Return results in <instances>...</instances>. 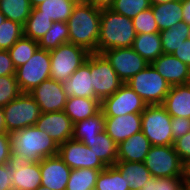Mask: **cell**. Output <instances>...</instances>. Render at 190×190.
I'll use <instances>...</instances> for the list:
<instances>
[{"instance_id": "1", "label": "cell", "mask_w": 190, "mask_h": 190, "mask_svg": "<svg viewBox=\"0 0 190 190\" xmlns=\"http://www.w3.org/2000/svg\"><path fill=\"white\" fill-rule=\"evenodd\" d=\"M101 9L89 4L77 2L69 17V42L85 48L88 52H97L100 29Z\"/></svg>"}, {"instance_id": "2", "label": "cell", "mask_w": 190, "mask_h": 190, "mask_svg": "<svg viewBox=\"0 0 190 190\" xmlns=\"http://www.w3.org/2000/svg\"><path fill=\"white\" fill-rule=\"evenodd\" d=\"M136 35L132 19L110 8L101 10L97 53L108 49L132 47Z\"/></svg>"}, {"instance_id": "3", "label": "cell", "mask_w": 190, "mask_h": 190, "mask_svg": "<svg viewBox=\"0 0 190 190\" xmlns=\"http://www.w3.org/2000/svg\"><path fill=\"white\" fill-rule=\"evenodd\" d=\"M10 145L11 151L32 162H40L59 151V145L35 125L10 133Z\"/></svg>"}, {"instance_id": "4", "label": "cell", "mask_w": 190, "mask_h": 190, "mask_svg": "<svg viewBox=\"0 0 190 190\" xmlns=\"http://www.w3.org/2000/svg\"><path fill=\"white\" fill-rule=\"evenodd\" d=\"M142 132L152 146H173L172 117L162 104L147 105L141 113Z\"/></svg>"}, {"instance_id": "5", "label": "cell", "mask_w": 190, "mask_h": 190, "mask_svg": "<svg viewBox=\"0 0 190 190\" xmlns=\"http://www.w3.org/2000/svg\"><path fill=\"white\" fill-rule=\"evenodd\" d=\"M143 163L155 178H187V166L174 146H151Z\"/></svg>"}, {"instance_id": "6", "label": "cell", "mask_w": 190, "mask_h": 190, "mask_svg": "<svg viewBox=\"0 0 190 190\" xmlns=\"http://www.w3.org/2000/svg\"><path fill=\"white\" fill-rule=\"evenodd\" d=\"M126 84L133 89L147 105L163 104L171 85L148 64L130 78Z\"/></svg>"}, {"instance_id": "7", "label": "cell", "mask_w": 190, "mask_h": 190, "mask_svg": "<svg viewBox=\"0 0 190 190\" xmlns=\"http://www.w3.org/2000/svg\"><path fill=\"white\" fill-rule=\"evenodd\" d=\"M90 52L70 42L50 50V78L64 83L86 61Z\"/></svg>"}, {"instance_id": "8", "label": "cell", "mask_w": 190, "mask_h": 190, "mask_svg": "<svg viewBox=\"0 0 190 190\" xmlns=\"http://www.w3.org/2000/svg\"><path fill=\"white\" fill-rule=\"evenodd\" d=\"M7 133L34 126L41 111L36 100L29 93H21L3 107Z\"/></svg>"}, {"instance_id": "9", "label": "cell", "mask_w": 190, "mask_h": 190, "mask_svg": "<svg viewBox=\"0 0 190 190\" xmlns=\"http://www.w3.org/2000/svg\"><path fill=\"white\" fill-rule=\"evenodd\" d=\"M50 51L38 48L30 59L15 70V77L22 93H29L41 82L50 78Z\"/></svg>"}, {"instance_id": "10", "label": "cell", "mask_w": 190, "mask_h": 190, "mask_svg": "<svg viewBox=\"0 0 190 190\" xmlns=\"http://www.w3.org/2000/svg\"><path fill=\"white\" fill-rule=\"evenodd\" d=\"M90 73L95 98L100 101L113 95L124 84L102 53H90Z\"/></svg>"}, {"instance_id": "11", "label": "cell", "mask_w": 190, "mask_h": 190, "mask_svg": "<svg viewBox=\"0 0 190 190\" xmlns=\"http://www.w3.org/2000/svg\"><path fill=\"white\" fill-rule=\"evenodd\" d=\"M147 107L146 102L126 83L113 95L101 101L104 117L124 116L131 113H142Z\"/></svg>"}, {"instance_id": "12", "label": "cell", "mask_w": 190, "mask_h": 190, "mask_svg": "<svg viewBox=\"0 0 190 190\" xmlns=\"http://www.w3.org/2000/svg\"><path fill=\"white\" fill-rule=\"evenodd\" d=\"M102 54L123 83H126L149 64L132 47L108 49Z\"/></svg>"}, {"instance_id": "13", "label": "cell", "mask_w": 190, "mask_h": 190, "mask_svg": "<svg viewBox=\"0 0 190 190\" xmlns=\"http://www.w3.org/2000/svg\"><path fill=\"white\" fill-rule=\"evenodd\" d=\"M58 155L71 169L104 170L107 167L87 145L73 139L59 145Z\"/></svg>"}, {"instance_id": "14", "label": "cell", "mask_w": 190, "mask_h": 190, "mask_svg": "<svg viewBox=\"0 0 190 190\" xmlns=\"http://www.w3.org/2000/svg\"><path fill=\"white\" fill-rule=\"evenodd\" d=\"M13 171V190H36L41 185L40 162H32L13 151L7 163Z\"/></svg>"}, {"instance_id": "15", "label": "cell", "mask_w": 190, "mask_h": 190, "mask_svg": "<svg viewBox=\"0 0 190 190\" xmlns=\"http://www.w3.org/2000/svg\"><path fill=\"white\" fill-rule=\"evenodd\" d=\"M29 94L36 100L41 113L63 111L68 99L62 83L48 78Z\"/></svg>"}, {"instance_id": "16", "label": "cell", "mask_w": 190, "mask_h": 190, "mask_svg": "<svg viewBox=\"0 0 190 190\" xmlns=\"http://www.w3.org/2000/svg\"><path fill=\"white\" fill-rule=\"evenodd\" d=\"M35 127L44 131L58 145L72 139L74 123L64 111L41 113Z\"/></svg>"}, {"instance_id": "17", "label": "cell", "mask_w": 190, "mask_h": 190, "mask_svg": "<svg viewBox=\"0 0 190 190\" xmlns=\"http://www.w3.org/2000/svg\"><path fill=\"white\" fill-rule=\"evenodd\" d=\"M41 186L50 190H65L69 181L71 168L57 154L40 161Z\"/></svg>"}, {"instance_id": "18", "label": "cell", "mask_w": 190, "mask_h": 190, "mask_svg": "<svg viewBox=\"0 0 190 190\" xmlns=\"http://www.w3.org/2000/svg\"><path fill=\"white\" fill-rule=\"evenodd\" d=\"M105 131L119 145L127 138L142 131L141 113L124 116L105 117Z\"/></svg>"}, {"instance_id": "19", "label": "cell", "mask_w": 190, "mask_h": 190, "mask_svg": "<svg viewBox=\"0 0 190 190\" xmlns=\"http://www.w3.org/2000/svg\"><path fill=\"white\" fill-rule=\"evenodd\" d=\"M151 65L171 85H185L189 82V66L173 54L160 55Z\"/></svg>"}, {"instance_id": "20", "label": "cell", "mask_w": 190, "mask_h": 190, "mask_svg": "<svg viewBox=\"0 0 190 190\" xmlns=\"http://www.w3.org/2000/svg\"><path fill=\"white\" fill-rule=\"evenodd\" d=\"M67 97L95 98L90 73V54L86 61L62 83Z\"/></svg>"}, {"instance_id": "21", "label": "cell", "mask_w": 190, "mask_h": 190, "mask_svg": "<svg viewBox=\"0 0 190 190\" xmlns=\"http://www.w3.org/2000/svg\"><path fill=\"white\" fill-rule=\"evenodd\" d=\"M151 143L141 131L118 145L117 161L144 162Z\"/></svg>"}, {"instance_id": "22", "label": "cell", "mask_w": 190, "mask_h": 190, "mask_svg": "<svg viewBox=\"0 0 190 190\" xmlns=\"http://www.w3.org/2000/svg\"><path fill=\"white\" fill-rule=\"evenodd\" d=\"M162 105L171 117L190 119V84L171 86Z\"/></svg>"}, {"instance_id": "23", "label": "cell", "mask_w": 190, "mask_h": 190, "mask_svg": "<svg viewBox=\"0 0 190 190\" xmlns=\"http://www.w3.org/2000/svg\"><path fill=\"white\" fill-rule=\"evenodd\" d=\"M80 142L87 145L106 166H114L117 162L118 145L106 131L93 138H84Z\"/></svg>"}, {"instance_id": "24", "label": "cell", "mask_w": 190, "mask_h": 190, "mask_svg": "<svg viewBox=\"0 0 190 190\" xmlns=\"http://www.w3.org/2000/svg\"><path fill=\"white\" fill-rule=\"evenodd\" d=\"M101 110V101L97 98L69 97L66 101L64 112L76 123L85 120Z\"/></svg>"}, {"instance_id": "25", "label": "cell", "mask_w": 190, "mask_h": 190, "mask_svg": "<svg viewBox=\"0 0 190 190\" xmlns=\"http://www.w3.org/2000/svg\"><path fill=\"white\" fill-rule=\"evenodd\" d=\"M114 166L121 172L130 190H141L152 177L143 162L117 161Z\"/></svg>"}, {"instance_id": "26", "label": "cell", "mask_w": 190, "mask_h": 190, "mask_svg": "<svg viewBox=\"0 0 190 190\" xmlns=\"http://www.w3.org/2000/svg\"><path fill=\"white\" fill-rule=\"evenodd\" d=\"M151 7L159 31L169 29L182 21V0H173Z\"/></svg>"}, {"instance_id": "27", "label": "cell", "mask_w": 190, "mask_h": 190, "mask_svg": "<svg viewBox=\"0 0 190 190\" xmlns=\"http://www.w3.org/2000/svg\"><path fill=\"white\" fill-rule=\"evenodd\" d=\"M132 48L151 64L163 54L160 33L137 34Z\"/></svg>"}, {"instance_id": "28", "label": "cell", "mask_w": 190, "mask_h": 190, "mask_svg": "<svg viewBox=\"0 0 190 190\" xmlns=\"http://www.w3.org/2000/svg\"><path fill=\"white\" fill-rule=\"evenodd\" d=\"M77 2L76 0H45L35 8L41 12V15L51 18L54 22H67Z\"/></svg>"}, {"instance_id": "29", "label": "cell", "mask_w": 190, "mask_h": 190, "mask_svg": "<svg viewBox=\"0 0 190 190\" xmlns=\"http://www.w3.org/2000/svg\"><path fill=\"white\" fill-rule=\"evenodd\" d=\"M159 33L163 53L172 54L186 39L190 38V26L186 22L181 21Z\"/></svg>"}, {"instance_id": "30", "label": "cell", "mask_w": 190, "mask_h": 190, "mask_svg": "<svg viewBox=\"0 0 190 190\" xmlns=\"http://www.w3.org/2000/svg\"><path fill=\"white\" fill-rule=\"evenodd\" d=\"M105 128L104 113L100 110L97 114L74 123L72 139L81 141L84 138H93L104 132Z\"/></svg>"}, {"instance_id": "31", "label": "cell", "mask_w": 190, "mask_h": 190, "mask_svg": "<svg viewBox=\"0 0 190 190\" xmlns=\"http://www.w3.org/2000/svg\"><path fill=\"white\" fill-rule=\"evenodd\" d=\"M53 20L44 15L36 8H32L30 16L26 20L24 29V36L39 41L44 34L51 28Z\"/></svg>"}, {"instance_id": "32", "label": "cell", "mask_w": 190, "mask_h": 190, "mask_svg": "<svg viewBox=\"0 0 190 190\" xmlns=\"http://www.w3.org/2000/svg\"><path fill=\"white\" fill-rule=\"evenodd\" d=\"M69 42V32L67 22H53L51 28L39 39V48L53 50L64 43Z\"/></svg>"}, {"instance_id": "33", "label": "cell", "mask_w": 190, "mask_h": 190, "mask_svg": "<svg viewBox=\"0 0 190 190\" xmlns=\"http://www.w3.org/2000/svg\"><path fill=\"white\" fill-rule=\"evenodd\" d=\"M32 7L29 0H0V11L5 18L25 25Z\"/></svg>"}, {"instance_id": "34", "label": "cell", "mask_w": 190, "mask_h": 190, "mask_svg": "<svg viewBox=\"0 0 190 190\" xmlns=\"http://www.w3.org/2000/svg\"><path fill=\"white\" fill-rule=\"evenodd\" d=\"M96 169H72L65 190H94L98 174Z\"/></svg>"}, {"instance_id": "35", "label": "cell", "mask_w": 190, "mask_h": 190, "mask_svg": "<svg viewBox=\"0 0 190 190\" xmlns=\"http://www.w3.org/2000/svg\"><path fill=\"white\" fill-rule=\"evenodd\" d=\"M94 190H130L121 172L115 166H107L98 174Z\"/></svg>"}, {"instance_id": "36", "label": "cell", "mask_w": 190, "mask_h": 190, "mask_svg": "<svg viewBox=\"0 0 190 190\" xmlns=\"http://www.w3.org/2000/svg\"><path fill=\"white\" fill-rule=\"evenodd\" d=\"M38 48V41L32 40L24 35L19 38V40L8 50L15 69L24 65Z\"/></svg>"}, {"instance_id": "37", "label": "cell", "mask_w": 190, "mask_h": 190, "mask_svg": "<svg viewBox=\"0 0 190 190\" xmlns=\"http://www.w3.org/2000/svg\"><path fill=\"white\" fill-rule=\"evenodd\" d=\"M23 35V25L5 19L0 25V50H9Z\"/></svg>"}, {"instance_id": "38", "label": "cell", "mask_w": 190, "mask_h": 190, "mask_svg": "<svg viewBox=\"0 0 190 190\" xmlns=\"http://www.w3.org/2000/svg\"><path fill=\"white\" fill-rule=\"evenodd\" d=\"M150 7V0H114L110 9L120 15L133 19L140 12Z\"/></svg>"}, {"instance_id": "39", "label": "cell", "mask_w": 190, "mask_h": 190, "mask_svg": "<svg viewBox=\"0 0 190 190\" xmlns=\"http://www.w3.org/2000/svg\"><path fill=\"white\" fill-rule=\"evenodd\" d=\"M21 93L15 75L0 76V107H4Z\"/></svg>"}, {"instance_id": "40", "label": "cell", "mask_w": 190, "mask_h": 190, "mask_svg": "<svg viewBox=\"0 0 190 190\" xmlns=\"http://www.w3.org/2000/svg\"><path fill=\"white\" fill-rule=\"evenodd\" d=\"M187 183V178H155L152 176L141 190H182Z\"/></svg>"}, {"instance_id": "41", "label": "cell", "mask_w": 190, "mask_h": 190, "mask_svg": "<svg viewBox=\"0 0 190 190\" xmlns=\"http://www.w3.org/2000/svg\"><path fill=\"white\" fill-rule=\"evenodd\" d=\"M132 21L136 34L160 32L154 18L152 7L140 12Z\"/></svg>"}, {"instance_id": "42", "label": "cell", "mask_w": 190, "mask_h": 190, "mask_svg": "<svg viewBox=\"0 0 190 190\" xmlns=\"http://www.w3.org/2000/svg\"><path fill=\"white\" fill-rule=\"evenodd\" d=\"M173 146L182 162L188 166L190 164V132L175 140Z\"/></svg>"}, {"instance_id": "43", "label": "cell", "mask_w": 190, "mask_h": 190, "mask_svg": "<svg viewBox=\"0 0 190 190\" xmlns=\"http://www.w3.org/2000/svg\"><path fill=\"white\" fill-rule=\"evenodd\" d=\"M173 142L178 138L190 132V119L181 117H172L171 120Z\"/></svg>"}, {"instance_id": "44", "label": "cell", "mask_w": 190, "mask_h": 190, "mask_svg": "<svg viewBox=\"0 0 190 190\" xmlns=\"http://www.w3.org/2000/svg\"><path fill=\"white\" fill-rule=\"evenodd\" d=\"M13 171L7 163L0 165V190H13Z\"/></svg>"}, {"instance_id": "45", "label": "cell", "mask_w": 190, "mask_h": 190, "mask_svg": "<svg viewBox=\"0 0 190 190\" xmlns=\"http://www.w3.org/2000/svg\"><path fill=\"white\" fill-rule=\"evenodd\" d=\"M15 70L8 50H0V76L15 75Z\"/></svg>"}, {"instance_id": "46", "label": "cell", "mask_w": 190, "mask_h": 190, "mask_svg": "<svg viewBox=\"0 0 190 190\" xmlns=\"http://www.w3.org/2000/svg\"><path fill=\"white\" fill-rule=\"evenodd\" d=\"M11 153L10 134H0V165L8 163Z\"/></svg>"}, {"instance_id": "47", "label": "cell", "mask_w": 190, "mask_h": 190, "mask_svg": "<svg viewBox=\"0 0 190 190\" xmlns=\"http://www.w3.org/2000/svg\"><path fill=\"white\" fill-rule=\"evenodd\" d=\"M172 54L190 66V38L186 39Z\"/></svg>"}, {"instance_id": "48", "label": "cell", "mask_w": 190, "mask_h": 190, "mask_svg": "<svg viewBox=\"0 0 190 190\" xmlns=\"http://www.w3.org/2000/svg\"><path fill=\"white\" fill-rule=\"evenodd\" d=\"M83 2L102 10L111 8L114 0H83Z\"/></svg>"}, {"instance_id": "49", "label": "cell", "mask_w": 190, "mask_h": 190, "mask_svg": "<svg viewBox=\"0 0 190 190\" xmlns=\"http://www.w3.org/2000/svg\"><path fill=\"white\" fill-rule=\"evenodd\" d=\"M182 21L190 26V0H182Z\"/></svg>"}, {"instance_id": "50", "label": "cell", "mask_w": 190, "mask_h": 190, "mask_svg": "<svg viewBox=\"0 0 190 190\" xmlns=\"http://www.w3.org/2000/svg\"><path fill=\"white\" fill-rule=\"evenodd\" d=\"M7 133L5 128V121H4V110L3 107H0V134Z\"/></svg>"}, {"instance_id": "51", "label": "cell", "mask_w": 190, "mask_h": 190, "mask_svg": "<svg viewBox=\"0 0 190 190\" xmlns=\"http://www.w3.org/2000/svg\"><path fill=\"white\" fill-rule=\"evenodd\" d=\"M170 1H173V0H150V3L152 6V5H158V4H162V3H166Z\"/></svg>"}, {"instance_id": "52", "label": "cell", "mask_w": 190, "mask_h": 190, "mask_svg": "<svg viewBox=\"0 0 190 190\" xmlns=\"http://www.w3.org/2000/svg\"><path fill=\"white\" fill-rule=\"evenodd\" d=\"M44 1L45 0H29V3L32 8H35L37 5H39L40 3L44 2Z\"/></svg>"}, {"instance_id": "53", "label": "cell", "mask_w": 190, "mask_h": 190, "mask_svg": "<svg viewBox=\"0 0 190 190\" xmlns=\"http://www.w3.org/2000/svg\"><path fill=\"white\" fill-rule=\"evenodd\" d=\"M6 18H5V16H4V14L0 11V25H1V23H3V21L5 20Z\"/></svg>"}, {"instance_id": "54", "label": "cell", "mask_w": 190, "mask_h": 190, "mask_svg": "<svg viewBox=\"0 0 190 190\" xmlns=\"http://www.w3.org/2000/svg\"><path fill=\"white\" fill-rule=\"evenodd\" d=\"M36 190H50V189H48V188H45L44 186H39Z\"/></svg>"}, {"instance_id": "55", "label": "cell", "mask_w": 190, "mask_h": 190, "mask_svg": "<svg viewBox=\"0 0 190 190\" xmlns=\"http://www.w3.org/2000/svg\"><path fill=\"white\" fill-rule=\"evenodd\" d=\"M187 176H190V164L187 166Z\"/></svg>"}, {"instance_id": "56", "label": "cell", "mask_w": 190, "mask_h": 190, "mask_svg": "<svg viewBox=\"0 0 190 190\" xmlns=\"http://www.w3.org/2000/svg\"><path fill=\"white\" fill-rule=\"evenodd\" d=\"M182 190H189V182L186 184V186Z\"/></svg>"}, {"instance_id": "57", "label": "cell", "mask_w": 190, "mask_h": 190, "mask_svg": "<svg viewBox=\"0 0 190 190\" xmlns=\"http://www.w3.org/2000/svg\"><path fill=\"white\" fill-rule=\"evenodd\" d=\"M188 84H190V66H189V82Z\"/></svg>"}, {"instance_id": "58", "label": "cell", "mask_w": 190, "mask_h": 190, "mask_svg": "<svg viewBox=\"0 0 190 190\" xmlns=\"http://www.w3.org/2000/svg\"><path fill=\"white\" fill-rule=\"evenodd\" d=\"M187 182L190 183V176H187Z\"/></svg>"}]
</instances>
